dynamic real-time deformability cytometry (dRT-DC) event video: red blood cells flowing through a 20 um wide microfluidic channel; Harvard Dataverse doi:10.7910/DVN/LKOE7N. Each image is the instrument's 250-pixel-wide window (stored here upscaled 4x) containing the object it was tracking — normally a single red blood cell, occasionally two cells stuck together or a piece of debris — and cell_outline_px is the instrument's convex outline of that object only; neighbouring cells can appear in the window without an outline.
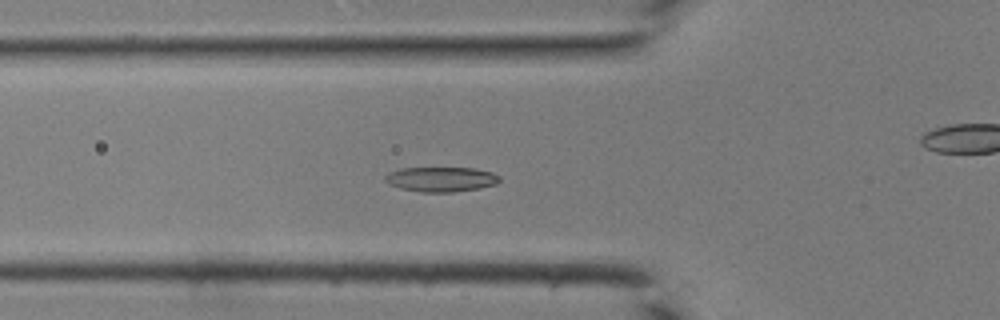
{"species": "common noctule bat (a hibernating species)", "species_latin": "Nyctalus noctula", "temperature_condition": "room temperature", "stored_images_in_passage": 44, "camera_frame_rate_fps": 3000, "um_per_image_px": 0.085, "animal": {"sex": "male", "body_mass_g": 19.0, "forearm_length_mm": 50.8}, "frame": {"image": 1, "passage_image": 15, "time_ms": 4.667, "image_size_px": [1000, 320], "cell_outline_px": [[500, 180], [496, 184], [480, 188], [452, 192], [420, 192], [400, 188], [388, 184], [384, 180], [384, 176], [388, 172], [400, 168], [476, 168], [492, 172], [500, 176]], "centroid_in_image_um": [37.47, 15.23], "position_along_channel_um": 88.3, "area_um2": 16.7}}
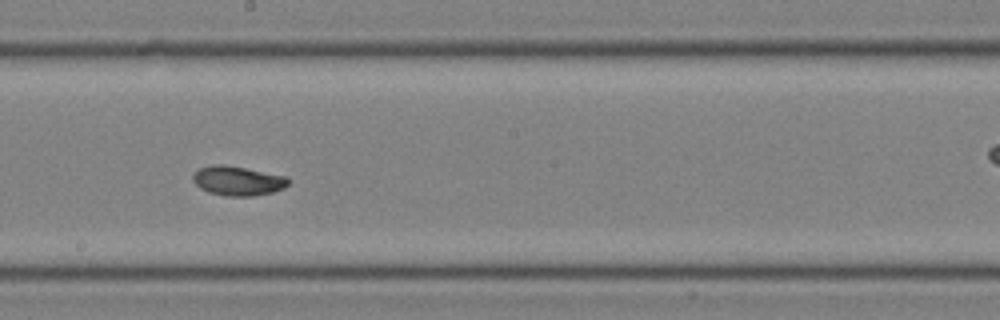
{"frame": {"image": 2, "passage_image": 24, "time_ms": 7.667, "image_size_px": [1000, 320], "cell_outline_px": [[288, 184], [284, 188], [272, 192], [252, 196], [228, 196], [208, 192], [200, 188], [192, 180], [192, 176], [200, 168], [212, 164], [224, 164], [284, 176], [288, 180]], "centroid_in_image_um": [20.17, 15.37], "position_along_channel_um": 228.0, "area_um2": 16.13}}
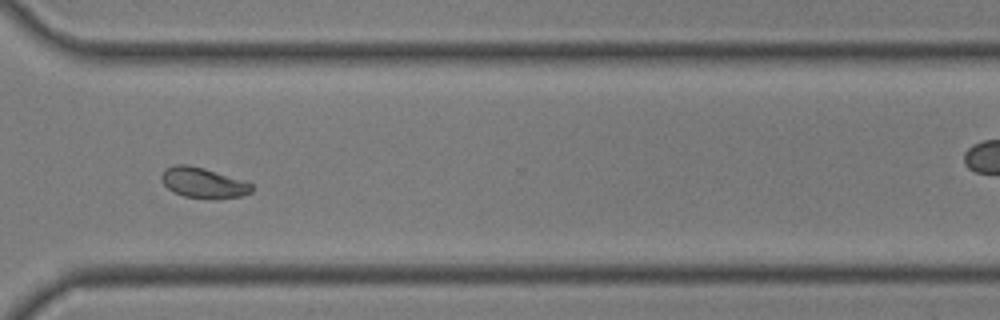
{"frame": {"image": 3, "passage_image": 32, "time_ms": 10.333, "image_size_px": [1000, 320], "cell_outline_px": [[252, 192], [240, 196], [208, 200], [184, 196], [172, 192], [160, 180], [160, 176], [164, 168], [176, 164], [188, 164], [204, 168], [248, 180], [252, 184]], "centroid_in_image_um": [17.28, 15.53], "position_along_channel_um": 353.3, "area_um2": 16.53}}